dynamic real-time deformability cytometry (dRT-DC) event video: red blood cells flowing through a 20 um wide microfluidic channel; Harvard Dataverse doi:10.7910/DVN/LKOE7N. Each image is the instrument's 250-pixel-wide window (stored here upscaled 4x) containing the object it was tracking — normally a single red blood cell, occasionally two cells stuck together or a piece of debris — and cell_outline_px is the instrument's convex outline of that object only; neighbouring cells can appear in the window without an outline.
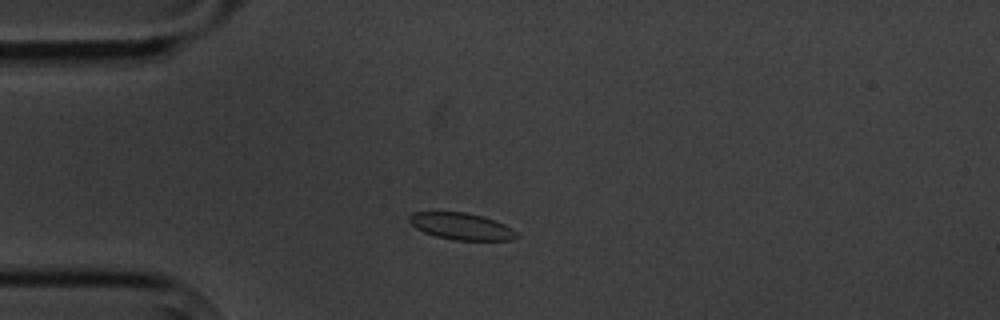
{"species": "common noctule bat (a hibernating species)", "species_latin": "Nyctalus noctula", "temperature_condition": "cold", "stored_images_in_passage": 3, "camera_frame_rate_fps": 3000, "um_per_image_px": 0.085, "animal": {"sex": "male", "body_mass_g": 20.1, "forearm_length_mm": 53.5}, "frame": {"image": 1, "passage_image": 2, "time_ms": 1.0, "image_size_px": [1000, 320], "cell_outline_px": [[520, 236], [512, 240], [456, 240], [436, 236], [424, 232], [416, 228], [408, 220], [408, 216], [412, 212], [464, 212], [484, 216], [496, 220], [504, 224], [516, 232]], "centroid_in_image_um": [39.23, 19.23], "position_along_channel_um": 45.8, "area_um2": 16.76}}